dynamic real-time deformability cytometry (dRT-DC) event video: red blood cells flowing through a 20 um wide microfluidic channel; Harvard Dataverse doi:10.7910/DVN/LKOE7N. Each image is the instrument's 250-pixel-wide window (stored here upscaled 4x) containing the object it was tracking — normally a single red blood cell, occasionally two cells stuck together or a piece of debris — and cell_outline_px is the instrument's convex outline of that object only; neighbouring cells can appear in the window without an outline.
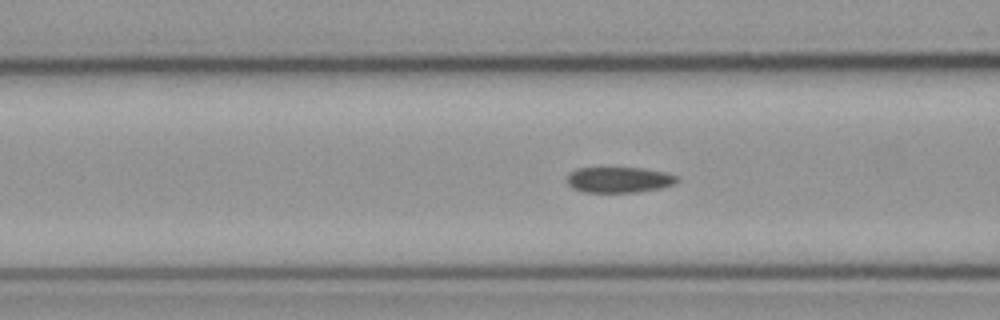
{"species": "common noctule bat (a hibernating species)", "species_latin": "Nyctalus noctula", "temperature_condition": "cold", "stored_images_in_passage": 38, "camera_frame_rate_fps": 3000, "um_per_image_px": 0.085, "animal": {"sex": "male", "body_mass_g": 23.1, "forearm_length_mm": 52.7}, "frame": {"image": 1, "passage_image": 4, "time_ms": 1.0, "image_size_px": [1000, 320], "cell_outline_px": [[680, 180], [672, 184], [660, 188], [636, 192], [584, 192], [572, 188], [568, 184], [568, 172], [576, 168], [644, 168], [664, 172], [680, 176]], "centroid_in_image_um": [52.62, 15.27], "position_along_channel_um": 114.0, "area_um2": 16.53}}
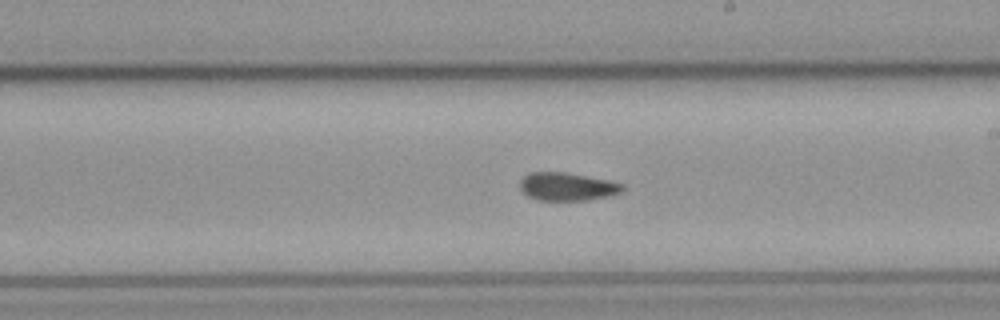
{"frame": {"image": 2, "passage_image": 14, "time_ms": 4.333, "image_size_px": [1000, 320], "cell_outline_px": [[624, 188], [620, 192], [608, 196], [588, 200], [536, 200], [528, 196], [520, 188], [520, 180], [528, 172], [564, 172], [608, 180], [624, 184]], "centroid_in_image_um": [48.19, 15.86], "position_along_channel_um": 240.8, "area_um2": 16.7}}
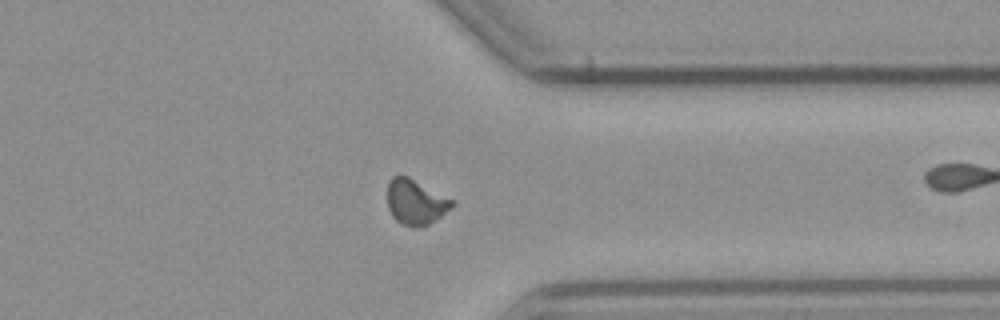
{"frame": {"image": 3, "passage_image": 25, "time_ms": 8.0, "image_size_px": [1000, 320], "cell_outline_px": [[456, 204], [452, 208], [428, 224], [420, 228], [416, 228], [400, 224], [392, 216], [388, 208], [388, 180], [392, 176], [408, 176], [456, 200]], "centroid_in_image_um": [35.35, 17.17], "position_along_channel_um": 376.0, "area_um2": 17.34}}